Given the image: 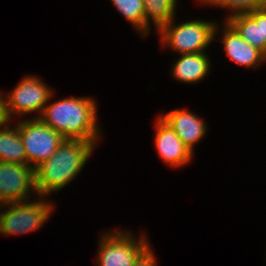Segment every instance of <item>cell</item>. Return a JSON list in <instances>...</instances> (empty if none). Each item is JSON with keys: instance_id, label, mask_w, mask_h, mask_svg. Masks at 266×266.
<instances>
[{"instance_id": "cell-1", "label": "cell", "mask_w": 266, "mask_h": 266, "mask_svg": "<svg viewBox=\"0 0 266 266\" xmlns=\"http://www.w3.org/2000/svg\"><path fill=\"white\" fill-rule=\"evenodd\" d=\"M93 142L65 139L49 159L34 168L36 192L41 196L66 186L83 169Z\"/></svg>"}, {"instance_id": "cell-8", "label": "cell", "mask_w": 266, "mask_h": 266, "mask_svg": "<svg viewBox=\"0 0 266 266\" xmlns=\"http://www.w3.org/2000/svg\"><path fill=\"white\" fill-rule=\"evenodd\" d=\"M51 96V90L41 80L36 77H24L6 99L10 119L13 112L16 114L43 112Z\"/></svg>"}, {"instance_id": "cell-10", "label": "cell", "mask_w": 266, "mask_h": 266, "mask_svg": "<svg viewBox=\"0 0 266 266\" xmlns=\"http://www.w3.org/2000/svg\"><path fill=\"white\" fill-rule=\"evenodd\" d=\"M155 135L158 154L166 163L179 167L190 161L193 153L161 117L157 120Z\"/></svg>"}, {"instance_id": "cell-15", "label": "cell", "mask_w": 266, "mask_h": 266, "mask_svg": "<svg viewBox=\"0 0 266 266\" xmlns=\"http://www.w3.org/2000/svg\"><path fill=\"white\" fill-rule=\"evenodd\" d=\"M147 32L149 31V17L160 29L174 18L176 0H143Z\"/></svg>"}, {"instance_id": "cell-5", "label": "cell", "mask_w": 266, "mask_h": 266, "mask_svg": "<svg viewBox=\"0 0 266 266\" xmlns=\"http://www.w3.org/2000/svg\"><path fill=\"white\" fill-rule=\"evenodd\" d=\"M49 204L43 200L35 203L34 201L8 203L9 209L0 214V233L21 234L38 229L49 218L52 211V206Z\"/></svg>"}, {"instance_id": "cell-13", "label": "cell", "mask_w": 266, "mask_h": 266, "mask_svg": "<svg viewBox=\"0 0 266 266\" xmlns=\"http://www.w3.org/2000/svg\"><path fill=\"white\" fill-rule=\"evenodd\" d=\"M209 58L202 53L182 54L175 63L173 75L176 79L186 82H198L203 79L209 71Z\"/></svg>"}, {"instance_id": "cell-6", "label": "cell", "mask_w": 266, "mask_h": 266, "mask_svg": "<svg viewBox=\"0 0 266 266\" xmlns=\"http://www.w3.org/2000/svg\"><path fill=\"white\" fill-rule=\"evenodd\" d=\"M148 247L145 237L135 242L128 232L106 234L99 245V266H133Z\"/></svg>"}, {"instance_id": "cell-19", "label": "cell", "mask_w": 266, "mask_h": 266, "mask_svg": "<svg viewBox=\"0 0 266 266\" xmlns=\"http://www.w3.org/2000/svg\"><path fill=\"white\" fill-rule=\"evenodd\" d=\"M10 120L7 111V102L0 96V126H5Z\"/></svg>"}, {"instance_id": "cell-4", "label": "cell", "mask_w": 266, "mask_h": 266, "mask_svg": "<svg viewBox=\"0 0 266 266\" xmlns=\"http://www.w3.org/2000/svg\"><path fill=\"white\" fill-rule=\"evenodd\" d=\"M17 126L23 142L27 165L31 166L30 164L35 162L34 168L49 159L65 140L61 134L44 124L39 118L21 121Z\"/></svg>"}, {"instance_id": "cell-18", "label": "cell", "mask_w": 266, "mask_h": 266, "mask_svg": "<svg viewBox=\"0 0 266 266\" xmlns=\"http://www.w3.org/2000/svg\"><path fill=\"white\" fill-rule=\"evenodd\" d=\"M154 254L150 247H148L136 260L133 266H156L154 261Z\"/></svg>"}, {"instance_id": "cell-7", "label": "cell", "mask_w": 266, "mask_h": 266, "mask_svg": "<svg viewBox=\"0 0 266 266\" xmlns=\"http://www.w3.org/2000/svg\"><path fill=\"white\" fill-rule=\"evenodd\" d=\"M31 165L0 162V203L3 206L25 201L29 191L36 190L34 167Z\"/></svg>"}, {"instance_id": "cell-3", "label": "cell", "mask_w": 266, "mask_h": 266, "mask_svg": "<svg viewBox=\"0 0 266 266\" xmlns=\"http://www.w3.org/2000/svg\"><path fill=\"white\" fill-rule=\"evenodd\" d=\"M173 20L161 27L162 40L169 47L182 54L202 53L213 41L217 26L213 23L195 20L172 25Z\"/></svg>"}, {"instance_id": "cell-16", "label": "cell", "mask_w": 266, "mask_h": 266, "mask_svg": "<svg viewBox=\"0 0 266 266\" xmlns=\"http://www.w3.org/2000/svg\"><path fill=\"white\" fill-rule=\"evenodd\" d=\"M112 2L134 27L147 34L143 0H112Z\"/></svg>"}, {"instance_id": "cell-2", "label": "cell", "mask_w": 266, "mask_h": 266, "mask_svg": "<svg viewBox=\"0 0 266 266\" xmlns=\"http://www.w3.org/2000/svg\"><path fill=\"white\" fill-rule=\"evenodd\" d=\"M96 103L91 98H66L44 107L39 118L65 139L97 141ZM96 125V126H95Z\"/></svg>"}, {"instance_id": "cell-11", "label": "cell", "mask_w": 266, "mask_h": 266, "mask_svg": "<svg viewBox=\"0 0 266 266\" xmlns=\"http://www.w3.org/2000/svg\"><path fill=\"white\" fill-rule=\"evenodd\" d=\"M193 153V145L205 134L206 125L193 113L175 109L161 117Z\"/></svg>"}, {"instance_id": "cell-17", "label": "cell", "mask_w": 266, "mask_h": 266, "mask_svg": "<svg viewBox=\"0 0 266 266\" xmlns=\"http://www.w3.org/2000/svg\"><path fill=\"white\" fill-rule=\"evenodd\" d=\"M222 7L233 9L235 14L248 13L258 8L266 7V0H201Z\"/></svg>"}, {"instance_id": "cell-12", "label": "cell", "mask_w": 266, "mask_h": 266, "mask_svg": "<svg viewBox=\"0 0 266 266\" xmlns=\"http://www.w3.org/2000/svg\"><path fill=\"white\" fill-rule=\"evenodd\" d=\"M223 43L227 56L240 65L252 67L266 60V55L245 41L227 22Z\"/></svg>"}, {"instance_id": "cell-14", "label": "cell", "mask_w": 266, "mask_h": 266, "mask_svg": "<svg viewBox=\"0 0 266 266\" xmlns=\"http://www.w3.org/2000/svg\"><path fill=\"white\" fill-rule=\"evenodd\" d=\"M10 129L7 125L0 129V162L27 164V158L18 126Z\"/></svg>"}, {"instance_id": "cell-9", "label": "cell", "mask_w": 266, "mask_h": 266, "mask_svg": "<svg viewBox=\"0 0 266 266\" xmlns=\"http://www.w3.org/2000/svg\"><path fill=\"white\" fill-rule=\"evenodd\" d=\"M250 45L266 55V7L248 13L232 12L227 21Z\"/></svg>"}]
</instances>
